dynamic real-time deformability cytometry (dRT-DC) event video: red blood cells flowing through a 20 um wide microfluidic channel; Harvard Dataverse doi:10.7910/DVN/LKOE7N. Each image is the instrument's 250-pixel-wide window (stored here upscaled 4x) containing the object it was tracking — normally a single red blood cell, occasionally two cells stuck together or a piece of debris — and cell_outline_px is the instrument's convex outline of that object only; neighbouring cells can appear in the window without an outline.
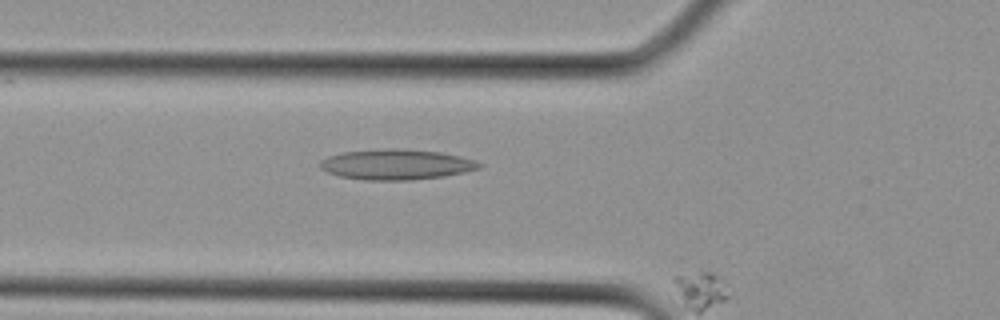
{"species": "Egyptian fruit bat (a non-hibernating species)", "species_latin": "Rousettus aegyptiacus", "temperature_condition": "cold", "stored_images_in_passage": 11, "segment_of_instrument_passage": [1, 2], "camera_frame_rate_fps": 3000, "um_per_image_px": 0.085, "animal": {"sex": "female"}, "frame": {"image": 1, "passage_image": 10, "time_ms": 3.0, "image_size_px": [1000, 320], "cell_outline_px": [[484, 164], [480, 168], [464, 172], [444, 176], [412, 180], [364, 180], [340, 176], [328, 172], [320, 168], [320, 160], [328, 156], [344, 152], [388, 148], [392, 148], [440, 152], [460, 156], [476, 160]], "centroid_in_image_um": [33.71, 13.98], "position_along_channel_um": 92.1, "area_um2": 28.15}}